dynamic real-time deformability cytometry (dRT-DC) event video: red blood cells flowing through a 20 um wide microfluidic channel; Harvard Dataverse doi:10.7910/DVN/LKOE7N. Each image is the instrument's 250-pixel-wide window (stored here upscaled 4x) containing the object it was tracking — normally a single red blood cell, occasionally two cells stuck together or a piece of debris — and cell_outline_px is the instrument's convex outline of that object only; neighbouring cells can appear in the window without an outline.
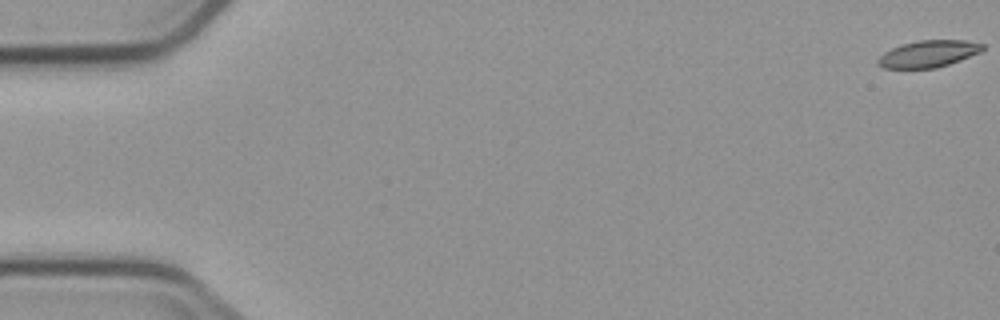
{"species": "common noctule bat (a hibernating species)", "species_latin": "Nyctalus noctula", "temperature_condition": "cold", "stored_images_in_passage": 4, "camera_frame_rate_fps": 3000, "um_per_image_px": 0.085, "animal": {"sex": "male", "body_mass_g": 23.1, "forearm_length_mm": 52.7}, "frame": {"image": 1, "passage_image": 1, "time_ms": 0.0, "image_size_px": [1000, 320], "cell_outline_px": [[984, 48], [980, 52], [960, 60], [936, 68], [884, 68], [876, 64], [876, 60], [884, 52], [900, 44], [920, 40], [964, 40], [984, 44]], "centroid_in_image_um": [78.89, 4.57], "position_along_channel_um": 6.1, "area_um2": 16.36}}
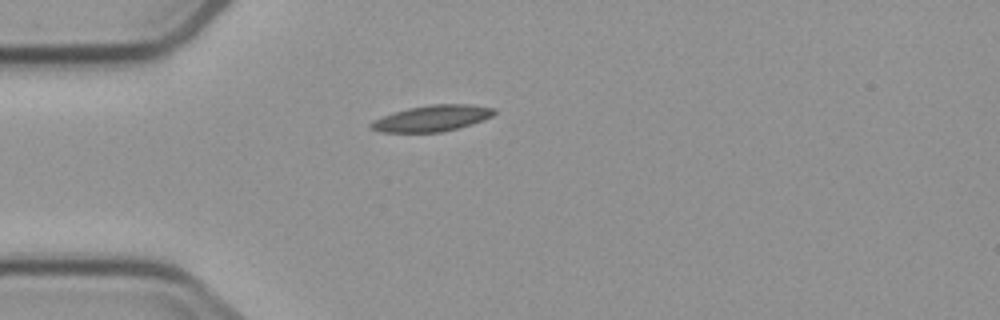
{"frame": {"image": 2, "passage_image": 4, "time_ms": 5.0, "image_size_px": [1000, 320], "cell_outline_px": [[496, 112], [492, 116], [484, 120], [472, 124], [440, 132], [380, 132], [368, 128], [368, 124], [372, 120], [392, 112], [408, 108], [428, 104], [472, 104], [496, 108]], "centroid_in_image_um": [36.7, 10.04], "position_along_channel_um": 48.3, "area_um2": 19.02}}